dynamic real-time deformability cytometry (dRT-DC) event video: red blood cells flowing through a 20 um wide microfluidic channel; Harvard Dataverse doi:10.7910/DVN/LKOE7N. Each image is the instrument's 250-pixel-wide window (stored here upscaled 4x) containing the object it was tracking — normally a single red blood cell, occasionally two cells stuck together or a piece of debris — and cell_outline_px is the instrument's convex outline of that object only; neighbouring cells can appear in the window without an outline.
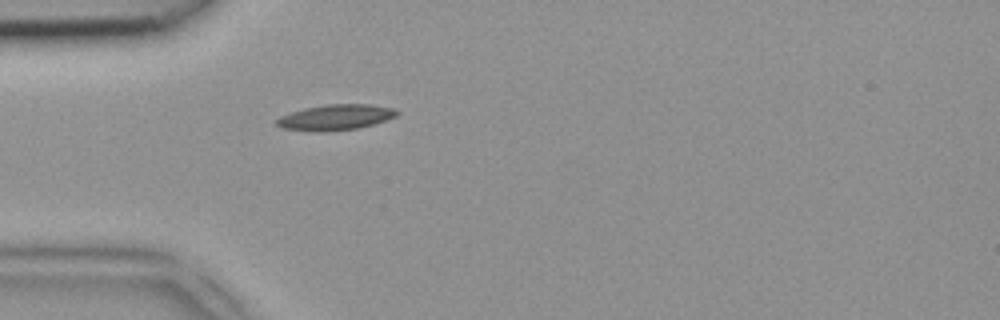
{"species": "common noctule bat (a hibernating species)", "species_latin": "Nyctalus noctula", "temperature_condition": "room temperature", "stored_images_in_passage": 19, "camera_frame_rate_fps": 3000, "um_per_image_px": 0.085, "animal": {"sex": "female", "body_mass_g": 18.4}, "frame": {"image": 1, "passage_image": 2, "time_ms": 0.333, "image_size_px": [1000, 320], "cell_outline_px": [[400, 112], [396, 116], [372, 124], [356, 128], [328, 132], [316, 132], [280, 128], [276, 124], [276, 120], [280, 116], [304, 108], [324, 104], [368, 104], [392, 108]], "centroid_in_image_um": [28.47, 9.97], "position_along_channel_um": 56.5, "area_um2": 17.92}}
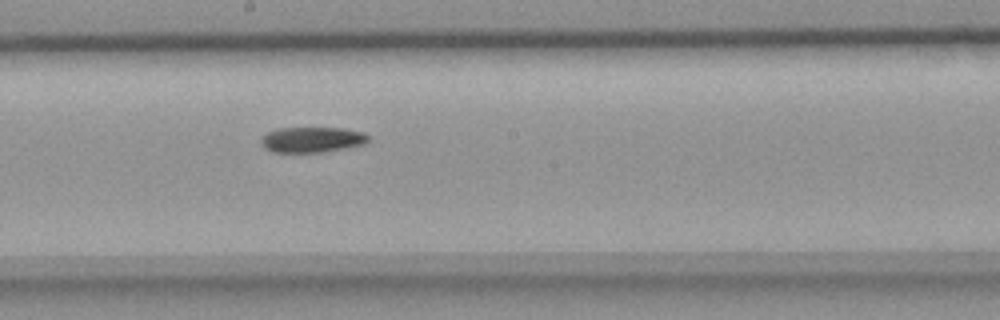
{"frame": {"image": 2, "passage_image": 14, "time_ms": 4.333, "image_size_px": [1000, 320], "cell_outline_px": [[368, 140], [364, 144], [324, 152], [272, 152], [264, 148], [260, 144], [260, 140], [268, 132], [276, 128], [344, 128], [364, 132], [368, 136]], "centroid_in_image_um": [26.5, 11.87], "position_along_channel_um": 221.7, "area_um2": 15.95}}
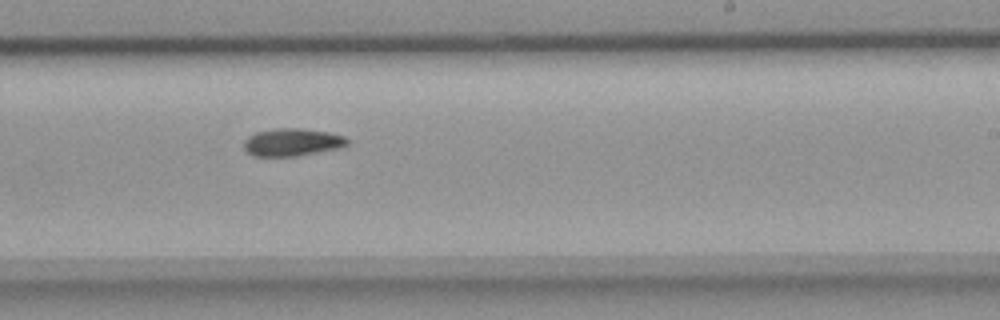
{"frame": {"image": 3, "passage_image": 17, "time_ms": 5.333, "image_size_px": [1000, 320], "cell_outline_px": [[348, 144], [336, 148], [292, 156], [252, 156], [244, 148], [244, 140], [248, 136], [256, 132], [272, 128], [300, 128], [328, 132], [344, 136], [348, 140]], "centroid_in_image_um": [24.77, 12.07], "position_along_channel_um": 264.2, "area_um2": 16.42}}